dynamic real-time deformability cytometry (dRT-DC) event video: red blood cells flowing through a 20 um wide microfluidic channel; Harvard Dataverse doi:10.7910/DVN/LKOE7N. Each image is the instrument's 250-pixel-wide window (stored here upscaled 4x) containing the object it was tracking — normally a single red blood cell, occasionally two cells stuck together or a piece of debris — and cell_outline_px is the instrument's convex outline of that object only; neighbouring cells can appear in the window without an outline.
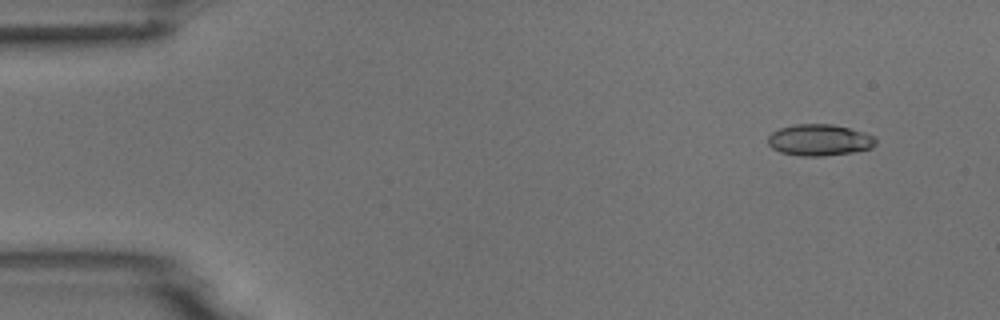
{"species": "common noctule bat (a hibernating species)", "species_latin": "Nyctalus noctula", "temperature_condition": "room temperature", "stored_images_in_passage": 5, "camera_frame_rate_fps": 3000, "um_per_image_px": 0.085, "animal": {"sex": "male", "body_mass_g": 18.8}, "frame": {"image": 1, "passage_image": 2, "time_ms": 1.0, "image_size_px": [1000, 320], "cell_outline_px": [[876, 144], [872, 148], [852, 152], [824, 156], [800, 156], [780, 152], [772, 148], [768, 144], [768, 136], [772, 132], [780, 128], [796, 124], [832, 124], [864, 132], [876, 136]], "centroid_in_image_um": [69.66, 11.9], "position_along_channel_um": 15.3, "area_um2": 19.83}}
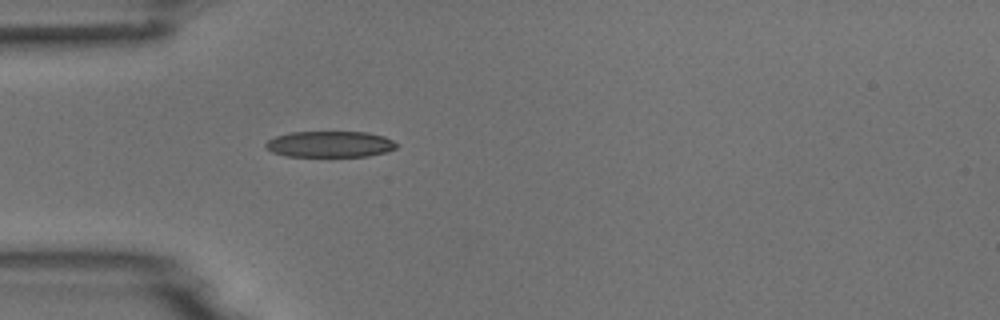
{"frame": {"image": 2, "passage_image": 5, "time_ms": 4.667, "image_size_px": [1000, 320], "cell_outline_px": [[396, 148], [384, 152], [368, 156], [288, 156], [272, 152], [264, 148], [264, 144], [268, 140], [276, 136], [292, 132], [368, 132], [384, 136], [392, 140], [396, 144]], "centroid_in_image_um": [28.01, 12.25], "position_along_channel_um": 57.0, "area_um2": 19.83}}